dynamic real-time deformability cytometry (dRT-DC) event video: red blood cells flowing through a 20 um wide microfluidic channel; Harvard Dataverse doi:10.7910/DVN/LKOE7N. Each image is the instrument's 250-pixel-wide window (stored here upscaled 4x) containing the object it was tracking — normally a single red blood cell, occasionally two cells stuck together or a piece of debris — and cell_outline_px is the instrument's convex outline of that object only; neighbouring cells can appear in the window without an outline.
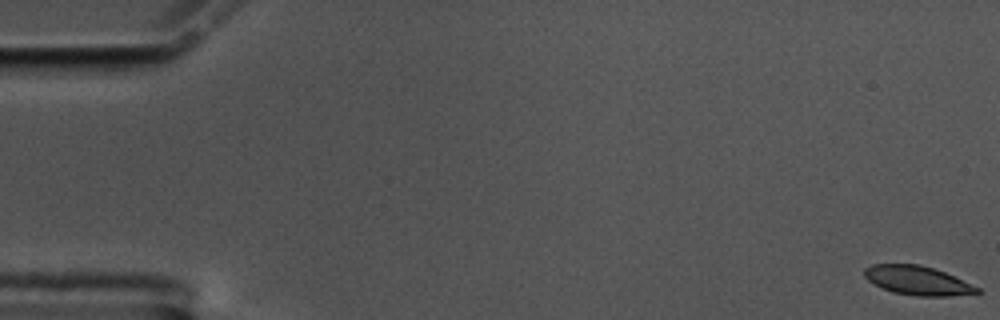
{"species": "common noctule bat (a hibernating species)", "species_latin": "Nyctalus noctula", "temperature_condition": "cold", "stored_images_in_passage": 59, "camera_frame_rate_fps": 3000, "um_per_image_px": 0.085, "animal": {"sex": "male", "body_mass_g": 17.5, "forearm_length_mm": 52.3}, "frame": {"image": 1, "passage_image": 1, "time_ms": 0.0, "image_size_px": [1000, 320], "cell_outline_px": [[984, 292], [948, 296], [916, 296], [892, 292], [868, 280], [864, 276], [864, 268], [872, 264], [920, 264], [944, 272], [980, 288]], "centroid_in_image_um": [77.99, 23.84], "position_along_channel_um": 7.0, "area_um2": 18.9}}
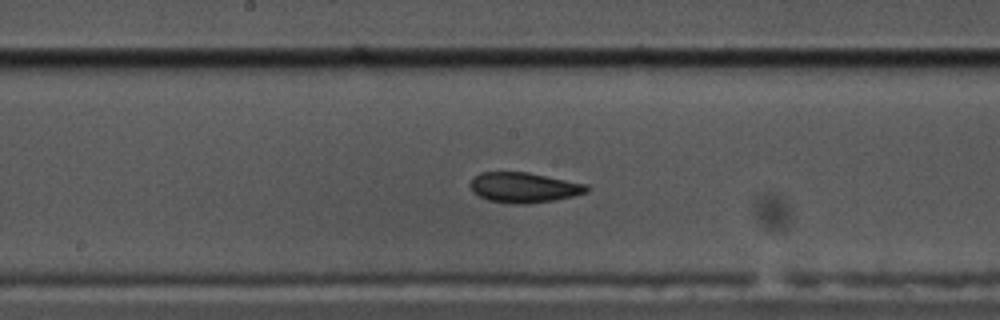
{"frame": {"image": 2, "passage_image": 31, "time_ms": 10.0, "image_size_px": [1000, 320], "cell_outline_px": [[588, 192], [572, 196], [552, 200], [528, 204], [516, 204], [488, 200], [472, 192], [468, 184], [472, 176], [480, 172], [528, 172], [588, 184]], "centroid_in_image_um": [44.48, 15.92], "position_along_channel_um": 203.7, "area_um2": 20.63}}
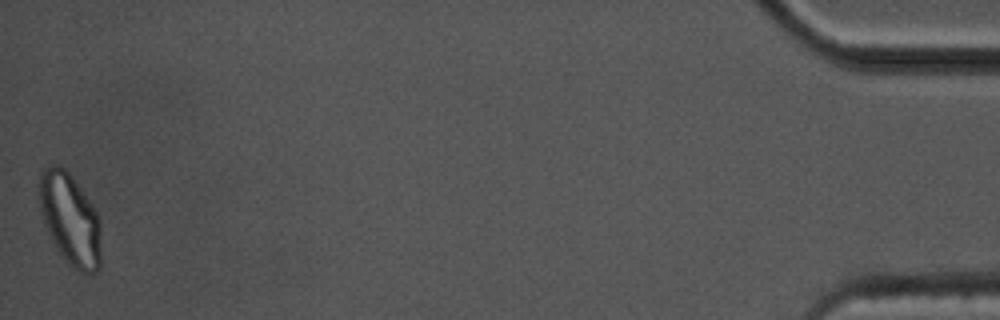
{"frame": {"image": 3, "passage_image": 59, "time_ms": 19.333, "image_size_px": [1000, 320], "cell_outline_px": [[100, 268], [96, 272], [80, 272], [72, 268], [60, 252], [52, 240], [44, 224], [40, 212], [36, 196], [40, 172], [48, 164], [60, 164], [68, 172], [92, 204], [100, 220]], "centroid_in_image_um": [5.91, 18.58], "position_along_channel_um": 429.3, "area_um2": 33.41}, "authors_computed_cell_mechanics": {"area_um2": 20.4034, "velocity_mm_per_s": 3.4314, "shape_relaxation_time_tau1_ms": 4.3701, "shape_relaxation_time_tau2_ms": 3.0049, "deformation_change_tau1": 0.1374, "deformation_change_tau2": 0.0954}}